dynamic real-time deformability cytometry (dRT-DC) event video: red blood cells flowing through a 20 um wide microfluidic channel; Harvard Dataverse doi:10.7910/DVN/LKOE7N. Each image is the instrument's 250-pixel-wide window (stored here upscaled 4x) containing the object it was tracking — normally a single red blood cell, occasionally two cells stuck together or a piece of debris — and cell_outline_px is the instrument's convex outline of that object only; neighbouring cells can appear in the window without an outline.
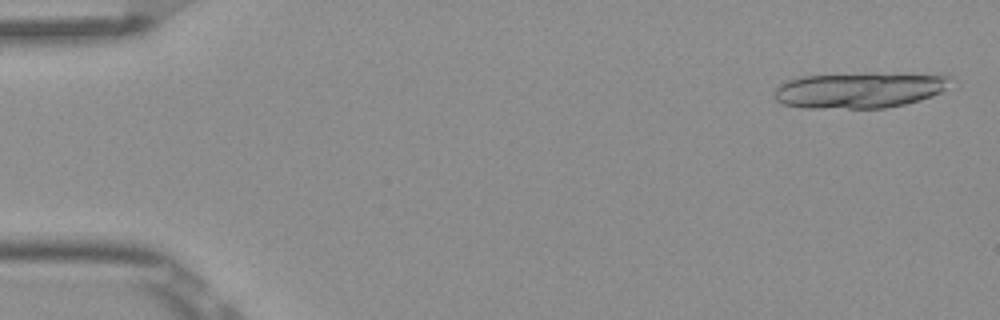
{"species": "Egyptian fruit bat (a non-hibernating species)", "species_latin": "Rousettus aegyptiacus", "temperature_condition": "room temperature", "stored_images_in_passage": 8, "camera_frame_rate_fps": 3000, "um_per_image_px": 0.085, "frame": {"image": 1, "passage_image": 1, "time_ms": 0.0, "image_size_px": [1000, 320], "cell_outline_px": [[952, 76], [944, 88], [940, 92], [932, 96], [920, 100], [904, 104], [884, 108], [804, 108], [784, 104], [776, 100], [772, 96], [776, 88], [780, 84], [788, 80], [800, 76], [872, 72]], "centroid_in_image_um": [72.98, 7.65], "position_along_channel_um": 12.0, "area_um2": 36.93}}
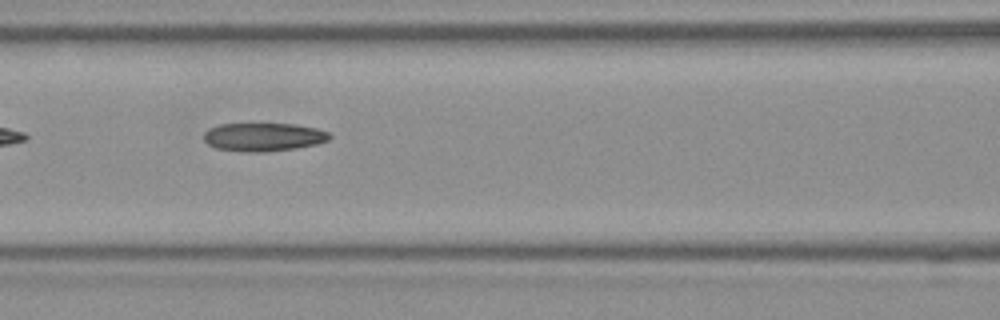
{"frame": {"image": 2, "passage_image": 7, "time_ms": 2.0, "image_size_px": [1000, 320], "cell_outline_px": [[332, 136], [328, 140], [316, 144], [296, 148], [260, 152], [248, 152], [216, 148], [208, 144], [204, 140], [204, 132], [208, 128], [220, 124], [296, 124], [316, 128], [328, 132]], "centroid_in_image_um": [22.39, 11.64], "position_along_channel_um": 144.2, "area_um2": 20.69}}
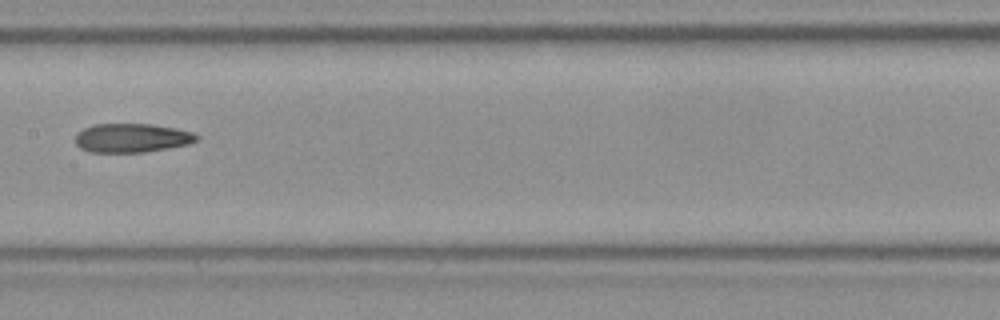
{"frame": {"image": 3, "passage_image": 8, "time_ms": 2.333, "image_size_px": [1000, 320], "cell_outline_px": [[200, 136], [196, 140], [188, 144], [168, 148], [144, 152], [88, 152], [80, 148], [76, 144], [76, 132], [92, 124], [152, 124], [176, 128], [192, 132]], "centroid_in_image_um": [11.18, 11.72], "position_along_channel_um": 196.2, "area_um2": 20.52}}